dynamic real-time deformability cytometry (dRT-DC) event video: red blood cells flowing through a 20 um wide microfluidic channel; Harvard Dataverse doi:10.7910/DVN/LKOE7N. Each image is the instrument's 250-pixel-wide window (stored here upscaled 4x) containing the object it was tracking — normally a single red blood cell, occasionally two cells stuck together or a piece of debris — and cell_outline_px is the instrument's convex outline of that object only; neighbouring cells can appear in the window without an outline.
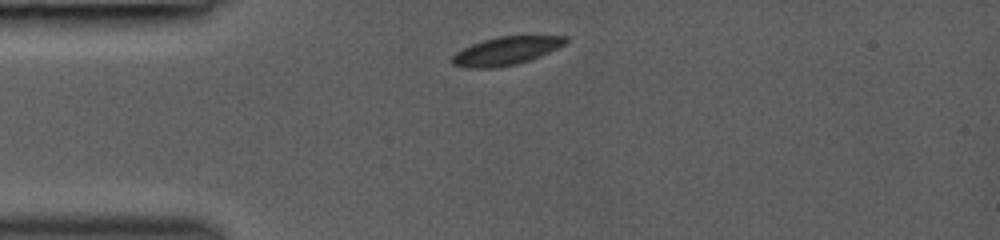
{"species": "common noctule bat (a hibernating species)", "species_latin": "Nyctalus noctula", "temperature_condition": "room temperature", "stored_images_in_passage": 16, "camera_frame_rate_fps": 3000, "um_per_image_px": 0.085, "animal": {"sex": "female", "body_mass_g": 19.0, "forearm_length_mm": 53.3}, "frame": {"image": 1, "passage_image": 1, "time_ms": 0.0, "image_size_px": [1000, 240], "cell_outline_px": [[568, 40], [564, 44], [548, 52], [528, 60], [516, 64], [492, 68], [464, 68], [452, 64], [452, 56], [456, 52], [472, 44], [484, 40], [500, 36], [568, 36]], "centroid_in_image_um": [42.98, 4.33], "position_along_channel_um": 42.0, "area_um2": 18.32}}
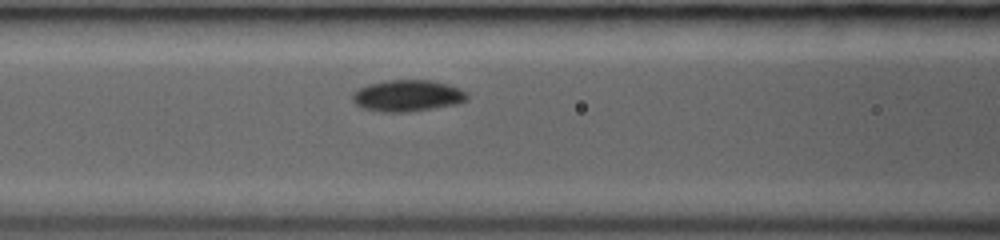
{"frame": {"image": 2, "passage_image": 7, "time_ms": 2.667, "image_size_px": [1000, 240], "cell_outline_px": [[468, 100], [456, 104], [408, 112], [380, 112], [364, 108], [356, 104], [352, 100], [352, 92], [368, 84], [388, 80], [432, 80], [448, 84], [460, 88], [468, 92]], "centroid_in_image_um": [34.66, 8.13], "position_along_channel_um": 131.9, "area_um2": 21.15}}
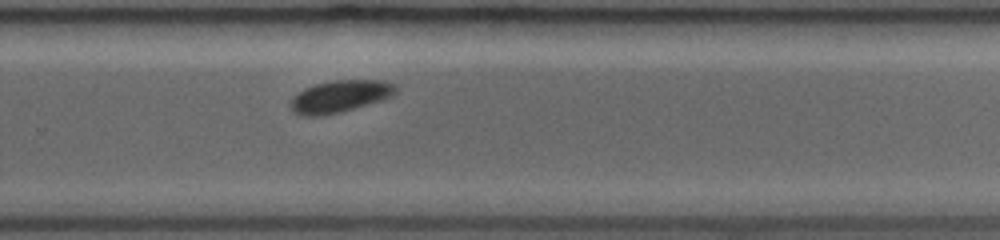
{"frame": {"image": 3, "passage_image": 16, "time_ms": 6.667, "image_size_px": [1000, 240], "cell_outline_px": [[400, 88], [392, 96], [384, 100], [344, 112], [324, 116], [300, 116], [292, 112], [288, 104], [304, 88], [316, 84], [332, 80], [384, 80], [396, 84]], "centroid_in_image_um": [28.94, 8.21], "position_along_channel_um": 300.9, "area_um2": 20.23}}